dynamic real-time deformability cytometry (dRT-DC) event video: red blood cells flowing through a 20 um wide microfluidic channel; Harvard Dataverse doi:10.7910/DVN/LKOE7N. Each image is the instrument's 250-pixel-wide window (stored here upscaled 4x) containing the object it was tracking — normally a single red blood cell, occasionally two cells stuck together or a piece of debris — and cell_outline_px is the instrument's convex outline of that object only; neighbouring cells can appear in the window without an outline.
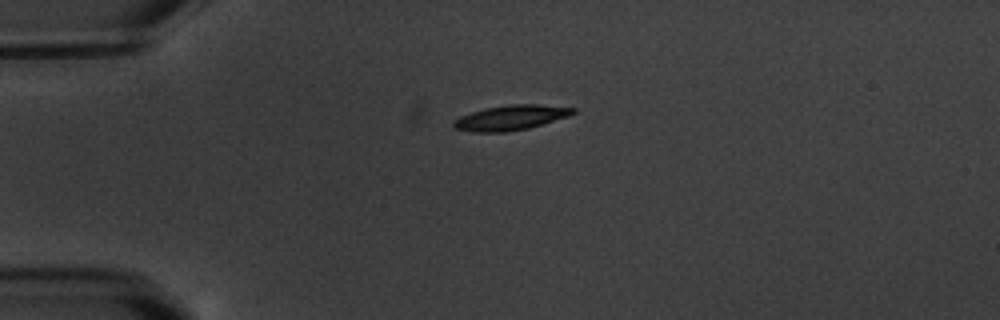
{"species": "common noctule bat (a hibernating species)", "species_latin": "Nyctalus noctula", "temperature_condition": "warm", "stored_images_in_passage": 3, "camera_frame_rate_fps": 3000, "um_per_image_px": 0.085, "animal": {"sex": "male", "body_mass_g": 20.1, "forearm_length_mm": 53.5}, "frame": {"image": 1, "passage_image": 1, "time_ms": 0.0, "image_size_px": [1000, 320], "cell_outline_px": [[576, 112], [568, 116], [528, 128], [504, 132], [472, 132], [456, 128], [452, 124], [460, 116], [484, 108], [508, 104], [536, 104], [576, 108]], "centroid_in_image_um": [43.42, 9.99], "position_along_channel_um": 41.6, "area_um2": 17.17}}